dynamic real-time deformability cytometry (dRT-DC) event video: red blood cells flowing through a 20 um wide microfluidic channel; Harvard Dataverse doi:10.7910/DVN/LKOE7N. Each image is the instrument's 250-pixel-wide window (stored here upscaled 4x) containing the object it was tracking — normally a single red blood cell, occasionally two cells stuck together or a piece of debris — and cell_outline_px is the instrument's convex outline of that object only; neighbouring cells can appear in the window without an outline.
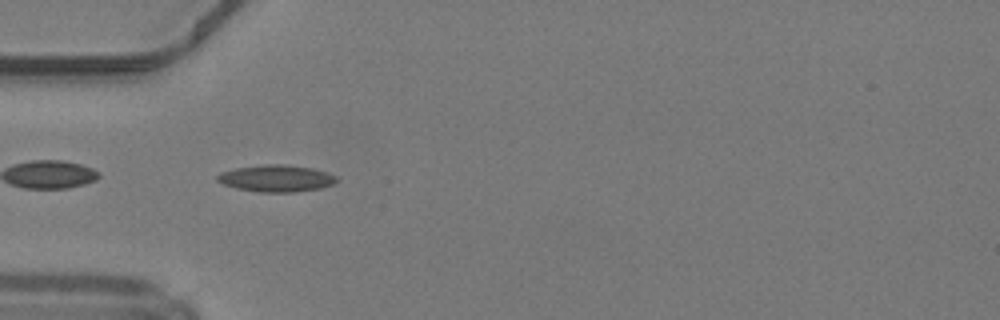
{"species": "common noctule bat (a hibernating species)", "species_latin": "Nyctalus noctula", "temperature_condition": "warm", "stored_images_in_passage": 49, "segment_of_instrument_passage": [2, 2], "camera_frame_rate_fps": 3000, "um_per_image_px": 0.085, "animal": {"sex": "male", "body_mass_g": 19.2, "forearm_length_mm": 51.8}, "frame": {"image": 1, "passage_image": 16, "time_ms": 5.0, "image_size_px": [1000, 320], "cell_outline_px": [[336, 180], [332, 184], [316, 188], [292, 192], [264, 192], [240, 188], [224, 184], [216, 180], [216, 176], [224, 172], [240, 168], [308, 168], [324, 172], [332, 176]], "centroid_in_image_um": [23.44, 15.23], "position_along_channel_um": 61.6, "area_um2": 16.42}}
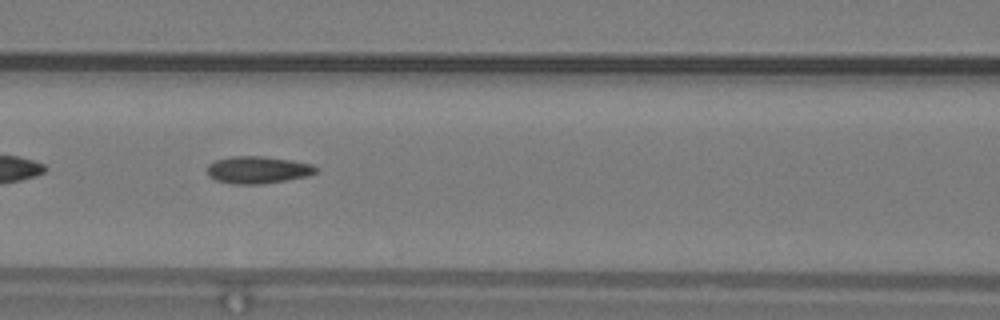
{"frame": {"image": 2, "passage_image": 22, "time_ms": 7.0, "image_size_px": [1000, 320], "cell_outline_px": [[316, 172], [304, 176], [284, 180], [252, 184], [240, 184], [216, 180], [208, 172], [208, 168], [216, 160], [240, 156], [256, 156], [284, 160], [308, 164], [316, 168]], "centroid_in_image_um": [21.88, 14.44], "position_along_channel_um": 144.7, "area_um2": 16.01}}